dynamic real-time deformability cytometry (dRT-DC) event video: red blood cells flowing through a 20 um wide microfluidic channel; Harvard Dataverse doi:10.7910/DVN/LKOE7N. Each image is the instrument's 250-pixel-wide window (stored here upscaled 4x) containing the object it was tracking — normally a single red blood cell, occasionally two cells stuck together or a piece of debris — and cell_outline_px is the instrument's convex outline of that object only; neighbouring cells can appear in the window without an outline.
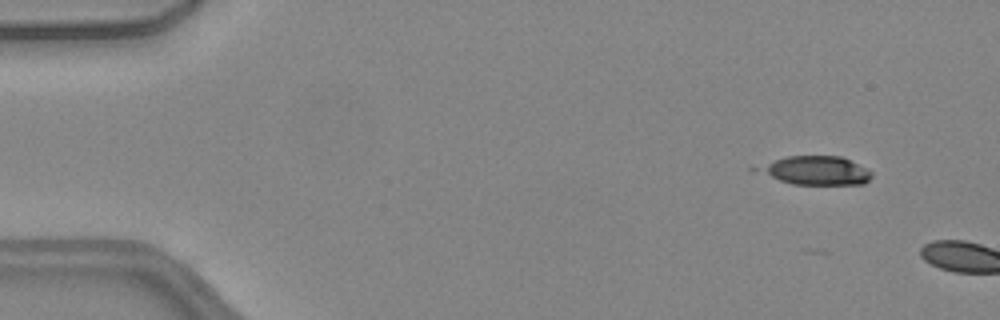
{"species": "common noctule bat (a hibernating species)", "species_latin": "Nyctalus noctula", "temperature_condition": "warm", "stored_images_in_passage": 7, "camera_frame_rate_fps": 3000, "um_per_image_px": 0.085, "animal": {"sex": "female", "body_mass_g": 24.6, "forearm_length_mm": 56.2}, "frame": {"image": 1, "passage_image": 5, "time_ms": 1.333, "image_size_px": [1000, 320], "cell_outline_px": [[872, 176], [864, 184], [792, 184], [752, 172], [748, 168], [788, 156], [840, 156], [868, 168], [872, 172]], "centroid_in_image_um": [69.24, 14.49], "position_along_channel_um": 15.8, "area_um2": 19.36}}